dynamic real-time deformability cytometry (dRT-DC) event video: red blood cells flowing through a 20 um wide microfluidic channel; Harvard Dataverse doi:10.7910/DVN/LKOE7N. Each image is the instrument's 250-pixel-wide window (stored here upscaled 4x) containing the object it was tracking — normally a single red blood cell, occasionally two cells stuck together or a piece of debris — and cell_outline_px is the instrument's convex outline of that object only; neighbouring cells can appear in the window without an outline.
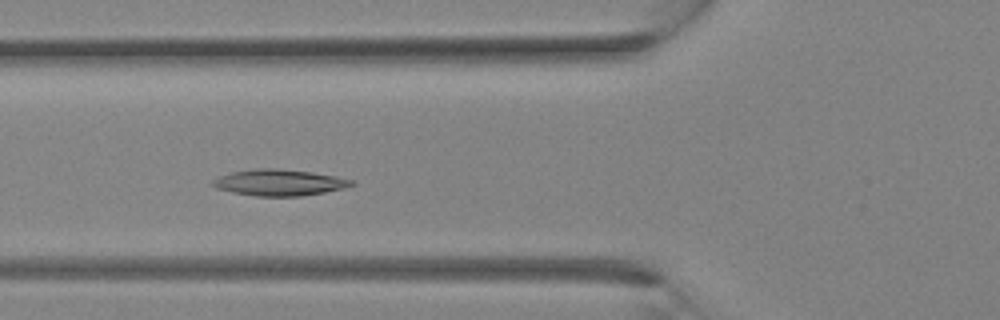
{"species": "Egyptian fruit bat (a non-hibernating species)", "species_latin": "Rousettus aegyptiacus", "temperature_condition": "room temperature", "stored_images_in_passage": 31, "camera_frame_rate_fps": 3000, "um_per_image_px": 0.085, "animal": {"sex": "female"}, "frame": {"image": 1, "passage_image": 10, "time_ms": 3.0, "image_size_px": [1000, 320], "cell_outline_px": [[356, 184], [344, 188], [324, 192], [300, 196], [256, 196], [232, 192], [216, 188], [212, 184], [212, 180], [220, 176], [232, 172], [252, 168], [276, 168], [312, 172], [336, 176], [356, 180]], "centroid_in_image_um": [23.77, 15.51], "position_along_channel_um": 102.0, "area_um2": 21.33}}
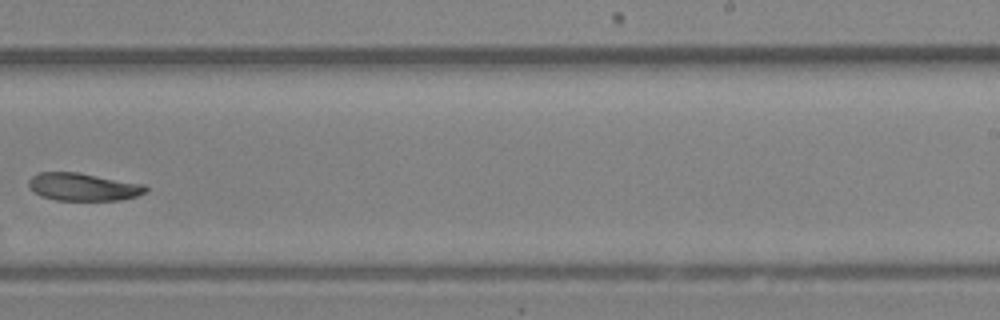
{"frame": {"image": 2, "passage_image": 19, "time_ms": 6.0, "image_size_px": [1000, 320], "cell_outline_px": [[148, 192], [136, 196], [120, 200], [56, 200], [40, 196], [28, 188], [28, 180], [36, 172], [76, 172], [144, 184], [148, 188]], "centroid_in_image_um": [7.04, 15.88], "position_along_channel_um": 282.0, "area_um2": 19.02}}
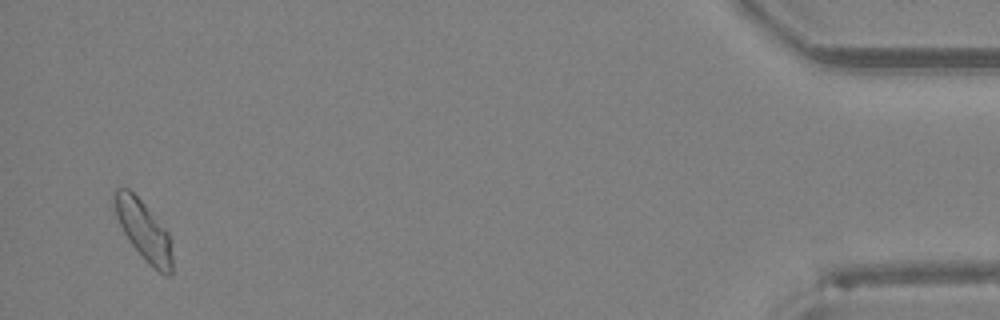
{"frame": {"image": 3, "passage_image": 30, "time_ms": 9.667, "image_size_px": [1000, 320], "cell_outline_px": [[172, 272], [168, 276], [164, 276], [132, 244], [124, 232], [116, 216], [112, 204], [112, 192], [116, 188], [128, 188], [144, 204], [168, 232], [172, 240]], "centroid_in_image_um": [12.2, 19.53], "position_along_channel_um": 423.0, "area_um2": 19.71}}